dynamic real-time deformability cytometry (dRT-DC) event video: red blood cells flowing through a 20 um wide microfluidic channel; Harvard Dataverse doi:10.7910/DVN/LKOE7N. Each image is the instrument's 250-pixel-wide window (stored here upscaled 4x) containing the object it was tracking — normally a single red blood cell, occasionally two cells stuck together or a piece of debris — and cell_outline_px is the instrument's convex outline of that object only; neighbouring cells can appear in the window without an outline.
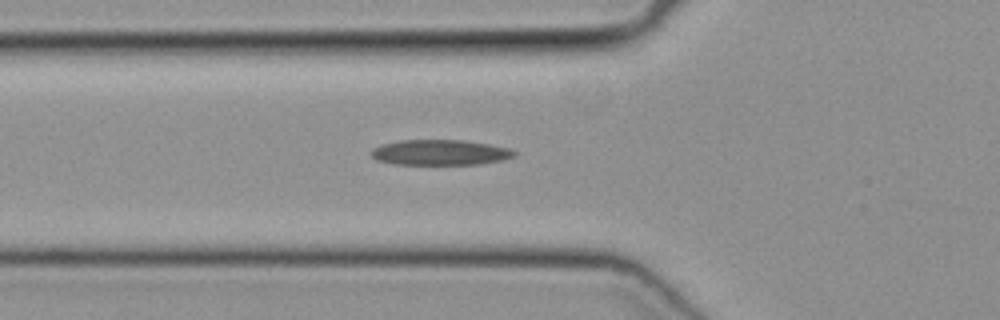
{"species": "common noctule bat (a hibernating species)", "species_latin": "Nyctalus noctula", "temperature_condition": "cold", "stored_images_in_passage": 35, "segment_of_instrument_passage": [1, 2], "camera_frame_rate_fps": 3000, "um_per_image_px": 0.085, "animal": {"sex": "female", "body_mass_g": 19.3, "forearm_length_mm": 54.1}, "frame": {"image": 1, "passage_image": 2, "time_ms": 0.333, "image_size_px": [1000, 320], "cell_outline_px": [[516, 156], [504, 160], [480, 164], [392, 164], [376, 160], [372, 156], [372, 148], [384, 144], [400, 140], [464, 140], [488, 144], [508, 148], [516, 152]], "centroid_in_image_um": [37.42, 12.96], "position_along_channel_um": 88.4, "area_um2": 21.15}}
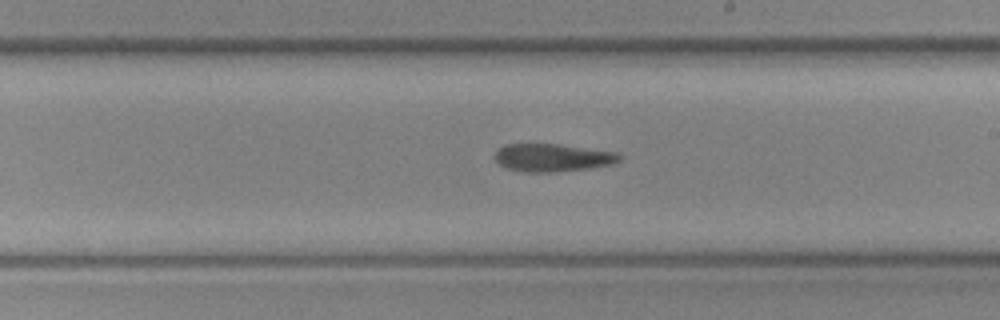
{"frame": {"image": 2, "passage_image": 13, "time_ms": 4.0, "image_size_px": [1000, 320], "cell_outline_px": [[624, 156], [620, 160], [612, 164], [588, 168], [556, 172], [524, 172], [504, 168], [496, 160], [496, 152], [504, 144], [560, 144], [616, 152]], "centroid_in_image_um": [46.98, 13.4], "position_along_channel_um": 242.0, "area_um2": 20.23}}
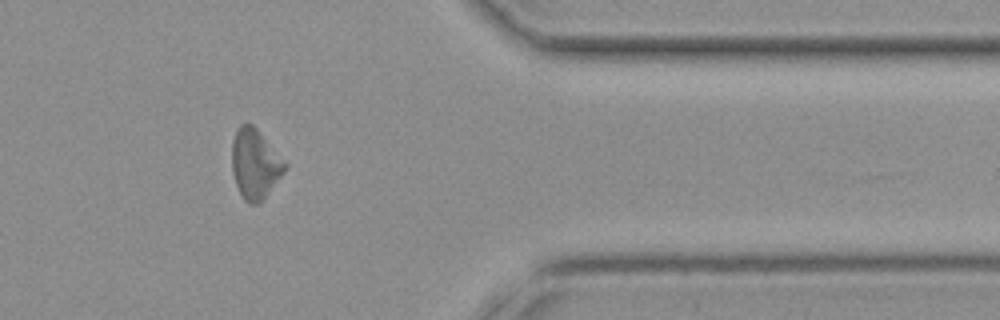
{"frame": {"image": 3, "passage_image": 25, "time_ms": 8.0, "image_size_px": [1000, 320], "cell_outline_px": [[288, 168], [264, 200], [260, 204], [248, 204], [244, 200], [236, 184], [232, 172], [232, 140], [240, 124], [252, 124], [256, 128], [288, 164]], "centroid_in_image_um": [21.7, 13.98], "position_along_channel_um": 389.7, "area_um2": 21.73}}